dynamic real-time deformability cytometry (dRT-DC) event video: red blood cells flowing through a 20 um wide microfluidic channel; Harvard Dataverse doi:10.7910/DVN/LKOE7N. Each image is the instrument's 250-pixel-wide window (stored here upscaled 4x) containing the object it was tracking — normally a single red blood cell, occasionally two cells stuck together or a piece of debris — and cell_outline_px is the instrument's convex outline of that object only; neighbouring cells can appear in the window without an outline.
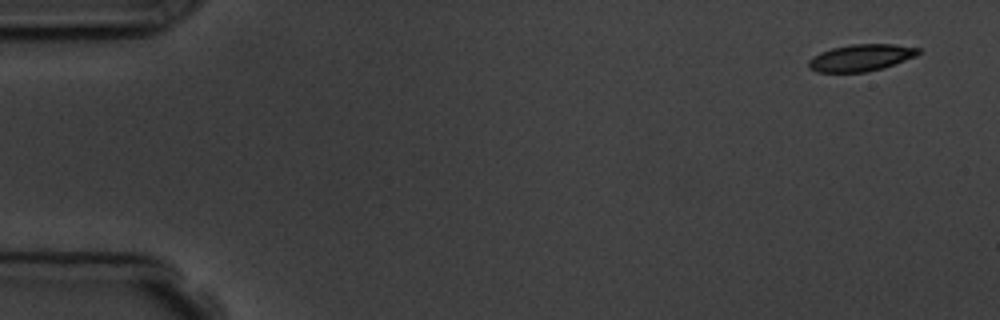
{"species": "common noctule bat (a hibernating species)", "species_latin": "Nyctalus noctula", "temperature_condition": "room temperature", "stored_images_in_passage": 6, "camera_frame_rate_fps": 3000, "um_per_image_px": 0.085, "animal": {"sex": "male", "body_mass_g": 19.5, "forearm_length_mm": 54.6}, "frame": {"image": 1, "passage_image": 1, "time_ms": 0.0, "image_size_px": [1000, 320], "cell_outline_px": [[920, 52], [916, 56], [884, 68], [864, 72], [816, 72], [808, 68], [808, 60], [812, 56], [820, 52], [832, 48], [852, 44], [892, 44], [920, 48]], "centroid_in_image_um": [73.15, 4.91], "position_along_channel_um": 11.8, "area_um2": 17.22}}
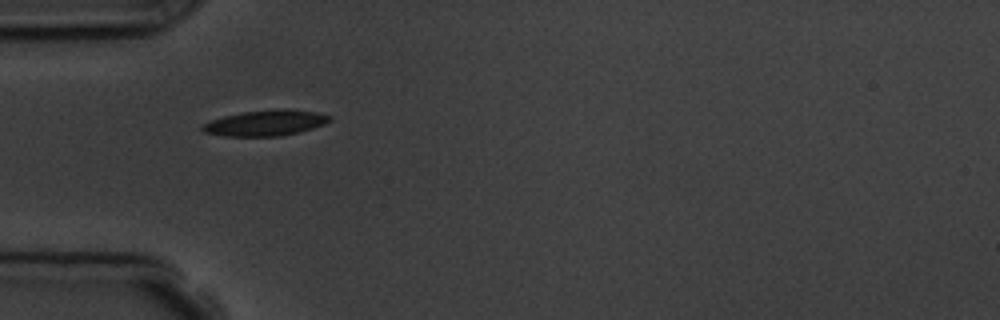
{"frame": {"image": 2, "passage_image": 5, "time_ms": 4.667, "image_size_px": [1000, 320], "cell_outline_px": [[332, 120], [324, 124], [300, 132], [280, 136], [224, 136], [204, 132], [200, 128], [204, 124], [212, 120], [224, 116], [240, 112], [276, 108], [288, 108], [316, 112], [332, 116]], "centroid_in_image_um": [22.61, 10.43], "position_along_channel_um": 62.4, "area_um2": 19.25}}